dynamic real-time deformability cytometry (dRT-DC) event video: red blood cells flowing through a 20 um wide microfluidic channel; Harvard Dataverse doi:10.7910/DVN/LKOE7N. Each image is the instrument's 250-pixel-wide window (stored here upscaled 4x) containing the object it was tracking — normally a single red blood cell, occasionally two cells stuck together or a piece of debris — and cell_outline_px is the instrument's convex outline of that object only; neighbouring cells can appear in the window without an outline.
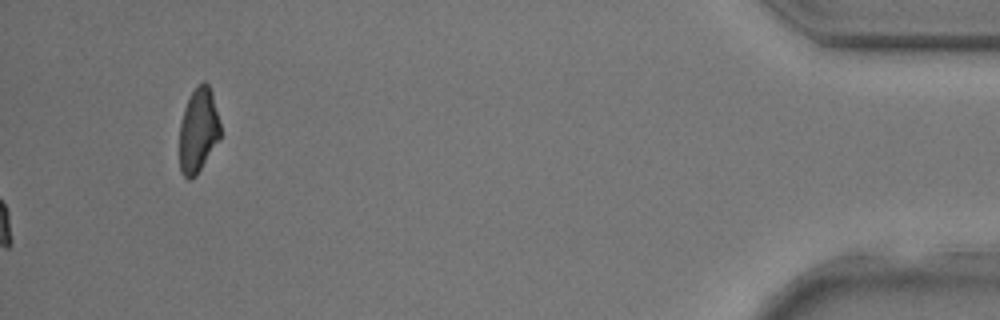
{"species": "common noctule bat (a hibernating species)", "species_latin": "Nyctalus noctula", "temperature_condition": "room temperature", "stored_images_in_passage": 24, "camera_frame_rate_fps": 3000, "um_per_image_px": 0.085, "animal": {"sex": "male", "body_mass_g": 17.9, "forearm_length_mm": 54.2}, "frame": {"image": 1, "passage_image": 24, "time_ms": 7.667, "image_size_px": [1000, 320], "cell_outline_px": [[220, 140], [196, 176], [188, 180], [180, 172], [180, 124], [184, 108], [192, 92], [204, 80], [208, 84], [212, 92], [220, 124]], "centroid_in_image_um": [16.86, 11.12], "position_along_channel_um": 418.3, "area_um2": 20.11}}